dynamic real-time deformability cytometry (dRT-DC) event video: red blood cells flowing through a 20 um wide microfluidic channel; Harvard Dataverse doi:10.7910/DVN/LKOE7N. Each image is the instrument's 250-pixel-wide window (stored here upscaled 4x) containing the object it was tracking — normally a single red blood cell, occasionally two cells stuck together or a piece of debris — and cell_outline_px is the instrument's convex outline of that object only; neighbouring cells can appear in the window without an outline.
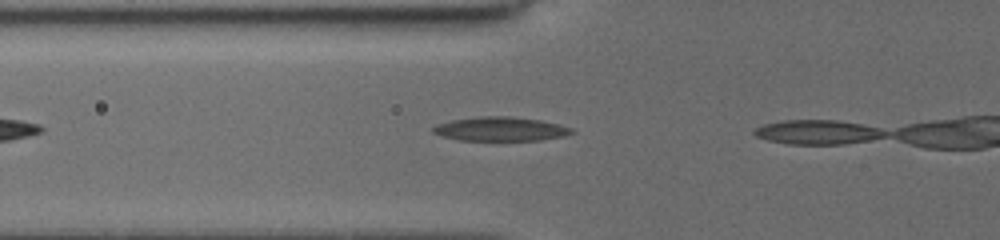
{"species": "common noctule bat (a hibernating species)", "species_latin": "Nyctalus noctula", "temperature_condition": "cold", "stored_images_in_passage": 6, "camera_frame_rate_fps": 3000, "um_per_image_px": 0.085, "animal": {"sex": "female", "body_mass_g": 19.5, "forearm_length_mm": 54.1}, "frame": {"image": 1, "passage_image": 5, "time_ms": 1.333, "image_size_px": [1000, 240], "cell_outline_px": [[576, 132], [564, 136], [540, 140], [460, 140], [444, 136], [432, 132], [432, 128], [436, 124], [452, 120], [480, 116], [508, 116], [540, 120], [560, 124], [572, 128]], "centroid_in_image_um": [42.57, 10.96], "position_along_channel_um": 83.2, "area_um2": 19.36}}